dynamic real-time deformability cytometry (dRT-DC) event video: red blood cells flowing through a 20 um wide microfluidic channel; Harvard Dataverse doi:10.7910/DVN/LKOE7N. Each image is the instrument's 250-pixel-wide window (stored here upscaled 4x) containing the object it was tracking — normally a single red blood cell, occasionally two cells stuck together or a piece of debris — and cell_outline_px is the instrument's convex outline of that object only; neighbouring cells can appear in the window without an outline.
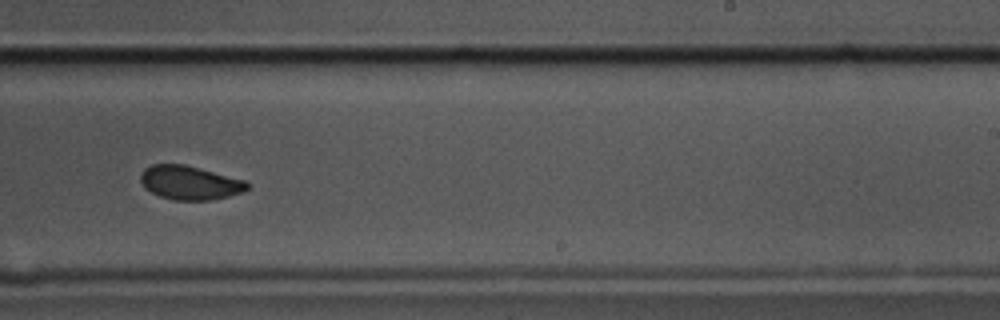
{"species": "common noctule bat (a hibernating species)", "species_latin": "Nyctalus noctula", "temperature_condition": "cold", "stored_images_in_passage": 49, "camera_frame_rate_fps": 3000, "um_per_image_px": 0.085, "animal": {"sex": "male", "body_mass_g": 17.5, "forearm_length_mm": 52.3}, "frame": {"image": 1, "passage_image": 28, "time_ms": 9.0, "image_size_px": [1000, 320], "cell_outline_px": [[248, 188], [244, 192], [228, 196], [208, 200], [172, 200], [160, 196], [144, 188], [140, 180], [140, 176], [144, 168], [152, 164], [184, 164], [248, 180]], "centroid_in_image_um": [16.14, 15.52], "position_along_channel_um": 272.9, "area_um2": 21.21}, "authors_computed_cell_mechanics": {"area_um2": 22.1374, "velocity_mm_per_s": 3.5478, "shape_relaxation_time_tau1_ms": 6.5701, "shape_relaxation_time_tau2_ms": 1.0134, "deformation_change_tau1": 0.0821, "deformation_change_tau2": 0.0521}}